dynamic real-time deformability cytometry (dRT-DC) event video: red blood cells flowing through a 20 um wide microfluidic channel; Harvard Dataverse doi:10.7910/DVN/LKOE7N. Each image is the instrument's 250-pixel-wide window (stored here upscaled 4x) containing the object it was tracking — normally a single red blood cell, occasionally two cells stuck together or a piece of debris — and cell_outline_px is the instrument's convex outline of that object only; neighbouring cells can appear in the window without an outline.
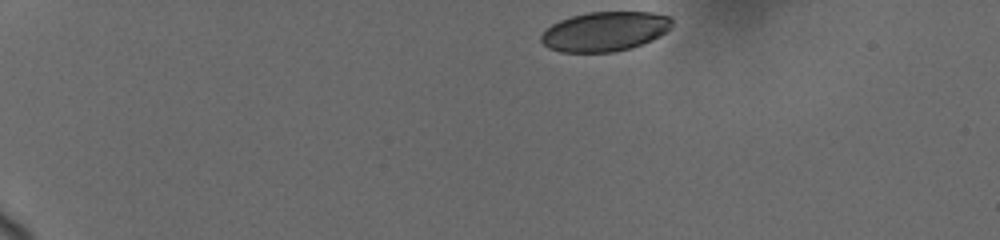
{"species": "human", "species_latin": "Homo sapiens", "temperature_condition": "cold", "stored_images_in_passage": 20, "camera_frame_rate_fps": 3000, "um_per_image_px": 0.085, "donor": {"sex": "female"}, "frame": {"image": 1, "passage_image": 1, "time_ms": 0.0, "image_size_px": [1000, 240], "cell_outline_px": [[672, 28], [660, 36], [644, 44], [632, 48], [612, 52], [560, 52], [548, 48], [540, 40], [540, 36], [552, 24], [560, 20], [572, 16], [588, 12], [652, 12], [672, 16]], "centroid_in_image_um": [51.46, 2.67], "position_along_channel_um": 33.5, "area_um2": 30.4}}
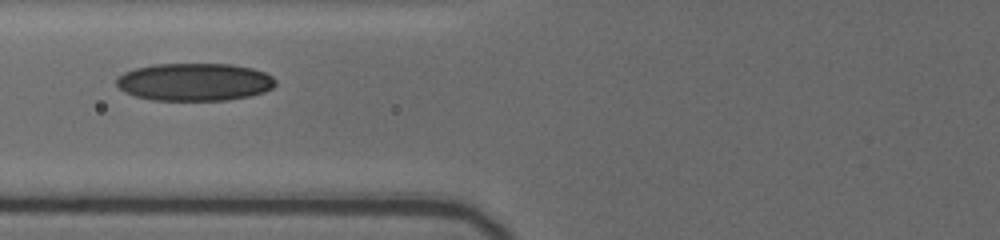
{"frame": {"image": 2, "passage_image": 12, "time_ms": 4.667, "image_size_px": [1000, 240], "cell_outline_px": [[276, 84], [272, 88], [264, 92], [248, 96], [228, 100], [152, 100], [136, 96], [124, 92], [116, 84], [116, 76], [124, 72], [136, 68], [152, 64], [232, 64], [252, 68], [264, 72], [272, 76], [276, 80]], "centroid_in_image_um": [16.52, 6.96], "position_along_channel_um": 109.3, "area_um2": 35.08}}
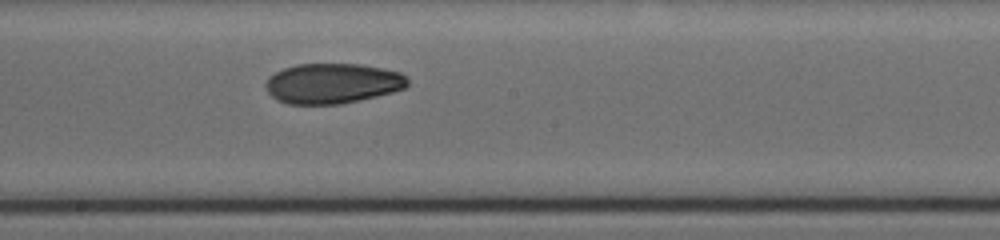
{"frame": {"image": 3, "passage_image": 20, "time_ms": 7.667, "image_size_px": [1000, 240], "cell_outline_px": [[408, 84], [404, 88], [392, 92], [360, 100], [340, 104], [288, 104], [276, 100], [268, 92], [264, 84], [268, 76], [284, 68], [296, 64], [360, 64], [384, 68], [400, 72], [408, 76]], "centroid_in_image_um": [28.26, 7.08], "position_along_channel_um": 219.9, "area_um2": 33.47}}